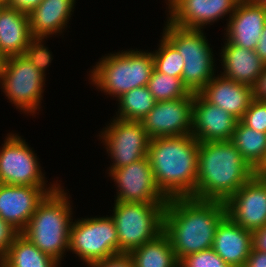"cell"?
<instances>
[{
    "mask_svg": "<svg viewBox=\"0 0 266 267\" xmlns=\"http://www.w3.org/2000/svg\"><path fill=\"white\" fill-rule=\"evenodd\" d=\"M59 185L60 183L51 184L50 187L2 184L0 186V217L22 232L37 206Z\"/></svg>",
    "mask_w": 266,
    "mask_h": 267,
    "instance_id": "15",
    "label": "cell"
},
{
    "mask_svg": "<svg viewBox=\"0 0 266 267\" xmlns=\"http://www.w3.org/2000/svg\"><path fill=\"white\" fill-rule=\"evenodd\" d=\"M60 186L37 206L21 234L61 264L64 253L69 251L73 208L68 193Z\"/></svg>",
    "mask_w": 266,
    "mask_h": 267,
    "instance_id": "4",
    "label": "cell"
},
{
    "mask_svg": "<svg viewBox=\"0 0 266 267\" xmlns=\"http://www.w3.org/2000/svg\"><path fill=\"white\" fill-rule=\"evenodd\" d=\"M91 267H135L129 254H118L94 263Z\"/></svg>",
    "mask_w": 266,
    "mask_h": 267,
    "instance_id": "34",
    "label": "cell"
},
{
    "mask_svg": "<svg viewBox=\"0 0 266 267\" xmlns=\"http://www.w3.org/2000/svg\"><path fill=\"white\" fill-rule=\"evenodd\" d=\"M45 75L25 56L6 58L0 87L9 102L25 114H35L43 100Z\"/></svg>",
    "mask_w": 266,
    "mask_h": 267,
    "instance_id": "9",
    "label": "cell"
},
{
    "mask_svg": "<svg viewBox=\"0 0 266 267\" xmlns=\"http://www.w3.org/2000/svg\"><path fill=\"white\" fill-rule=\"evenodd\" d=\"M227 215L251 232L266 225V182L253 176L226 202Z\"/></svg>",
    "mask_w": 266,
    "mask_h": 267,
    "instance_id": "14",
    "label": "cell"
},
{
    "mask_svg": "<svg viewBox=\"0 0 266 267\" xmlns=\"http://www.w3.org/2000/svg\"><path fill=\"white\" fill-rule=\"evenodd\" d=\"M158 49L152 52L154 69L172 77L181 78L184 61L178 50L162 35Z\"/></svg>",
    "mask_w": 266,
    "mask_h": 267,
    "instance_id": "29",
    "label": "cell"
},
{
    "mask_svg": "<svg viewBox=\"0 0 266 267\" xmlns=\"http://www.w3.org/2000/svg\"><path fill=\"white\" fill-rule=\"evenodd\" d=\"M43 0H10L7 7L26 14L31 13Z\"/></svg>",
    "mask_w": 266,
    "mask_h": 267,
    "instance_id": "35",
    "label": "cell"
},
{
    "mask_svg": "<svg viewBox=\"0 0 266 267\" xmlns=\"http://www.w3.org/2000/svg\"><path fill=\"white\" fill-rule=\"evenodd\" d=\"M108 174L117 184L115 202L167 203L168 199L158 189L148 157H144Z\"/></svg>",
    "mask_w": 266,
    "mask_h": 267,
    "instance_id": "12",
    "label": "cell"
},
{
    "mask_svg": "<svg viewBox=\"0 0 266 267\" xmlns=\"http://www.w3.org/2000/svg\"><path fill=\"white\" fill-rule=\"evenodd\" d=\"M239 0H168L167 20L185 29H204L203 26L234 13Z\"/></svg>",
    "mask_w": 266,
    "mask_h": 267,
    "instance_id": "16",
    "label": "cell"
},
{
    "mask_svg": "<svg viewBox=\"0 0 266 267\" xmlns=\"http://www.w3.org/2000/svg\"><path fill=\"white\" fill-rule=\"evenodd\" d=\"M194 93L184 98L158 101L141 123L150 139L191 134Z\"/></svg>",
    "mask_w": 266,
    "mask_h": 267,
    "instance_id": "13",
    "label": "cell"
},
{
    "mask_svg": "<svg viewBox=\"0 0 266 267\" xmlns=\"http://www.w3.org/2000/svg\"><path fill=\"white\" fill-rule=\"evenodd\" d=\"M35 151L17 133L7 134L0 148V179L2 184L46 186Z\"/></svg>",
    "mask_w": 266,
    "mask_h": 267,
    "instance_id": "11",
    "label": "cell"
},
{
    "mask_svg": "<svg viewBox=\"0 0 266 267\" xmlns=\"http://www.w3.org/2000/svg\"><path fill=\"white\" fill-rule=\"evenodd\" d=\"M220 57L223 66L221 75L227 79L254 87L266 65L255 50L232 45L225 41Z\"/></svg>",
    "mask_w": 266,
    "mask_h": 267,
    "instance_id": "21",
    "label": "cell"
},
{
    "mask_svg": "<svg viewBox=\"0 0 266 267\" xmlns=\"http://www.w3.org/2000/svg\"><path fill=\"white\" fill-rule=\"evenodd\" d=\"M20 234L18 229L0 217V260Z\"/></svg>",
    "mask_w": 266,
    "mask_h": 267,
    "instance_id": "33",
    "label": "cell"
},
{
    "mask_svg": "<svg viewBox=\"0 0 266 267\" xmlns=\"http://www.w3.org/2000/svg\"><path fill=\"white\" fill-rule=\"evenodd\" d=\"M10 0H0V4L3 6H8Z\"/></svg>",
    "mask_w": 266,
    "mask_h": 267,
    "instance_id": "43",
    "label": "cell"
},
{
    "mask_svg": "<svg viewBox=\"0 0 266 267\" xmlns=\"http://www.w3.org/2000/svg\"><path fill=\"white\" fill-rule=\"evenodd\" d=\"M166 205L167 203H114L111 217L116 226L119 254H129L163 232Z\"/></svg>",
    "mask_w": 266,
    "mask_h": 267,
    "instance_id": "7",
    "label": "cell"
},
{
    "mask_svg": "<svg viewBox=\"0 0 266 267\" xmlns=\"http://www.w3.org/2000/svg\"><path fill=\"white\" fill-rule=\"evenodd\" d=\"M147 88L155 101H169L187 97L191 94L181 78L172 77L153 70Z\"/></svg>",
    "mask_w": 266,
    "mask_h": 267,
    "instance_id": "28",
    "label": "cell"
},
{
    "mask_svg": "<svg viewBox=\"0 0 266 267\" xmlns=\"http://www.w3.org/2000/svg\"><path fill=\"white\" fill-rule=\"evenodd\" d=\"M238 121L227 111L207 102L199 93H194L191 135L198 142L230 140Z\"/></svg>",
    "mask_w": 266,
    "mask_h": 267,
    "instance_id": "17",
    "label": "cell"
},
{
    "mask_svg": "<svg viewBox=\"0 0 266 267\" xmlns=\"http://www.w3.org/2000/svg\"><path fill=\"white\" fill-rule=\"evenodd\" d=\"M166 23L162 35L183 57L181 79L191 93H199L216 73L209 41L203 30L180 28L168 20Z\"/></svg>",
    "mask_w": 266,
    "mask_h": 267,
    "instance_id": "6",
    "label": "cell"
},
{
    "mask_svg": "<svg viewBox=\"0 0 266 267\" xmlns=\"http://www.w3.org/2000/svg\"><path fill=\"white\" fill-rule=\"evenodd\" d=\"M198 151L199 142L191 134L150 139L147 157L155 183L167 199L194 195Z\"/></svg>",
    "mask_w": 266,
    "mask_h": 267,
    "instance_id": "2",
    "label": "cell"
},
{
    "mask_svg": "<svg viewBox=\"0 0 266 267\" xmlns=\"http://www.w3.org/2000/svg\"><path fill=\"white\" fill-rule=\"evenodd\" d=\"M3 7H4V6H3L2 4H0V11L2 10Z\"/></svg>",
    "mask_w": 266,
    "mask_h": 267,
    "instance_id": "45",
    "label": "cell"
},
{
    "mask_svg": "<svg viewBox=\"0 0 266 267\" xmlns=\"http://www.w3.org/2000/svg\"><path fill=\"white\" fill-rule=\"evenodd\" d=\"M5 62H6V57L0 52V78L4 71Z\"/></svg>",
    "mask_w": 266,
    "mask_h": 267,
    "instance_id": "41",
    "label": "cell"
},
{
    "mask_svg": "<svg viewBox=\"0 0 266 267\" xmlns=\"http://www.w3.org/2000/svg\"><path fill=\"white\" fill-rule=\"evenodd\" d=\"M33 38L29 14L4 6L0 11V52L6 58L23 55Z\"/></svg>",
    "mask_w": 266,
    "mask_h": 267,
    "instance_id": "23",
    "label": "cell"
},
{
    "mask_svg": "<svg viewBox=\"0 0 266 267\" xmlns=\"http://www.w3.org/2000/svg\"><path fill=\"white\" fill-rule=\"evenodd\" d=\"M44 38H33L29 45L25 48L23 56H25L39 71L44 75L47 67L53 60L52 54L47 46H45Z\"/></svg>",
    "mask_w": 266,
    "mask_h": 267,
    "instance_id": "30",
    "label": "cell"
},
{
    "mask_svg": "<svg viewBox=\"0 0 266 267\" xmlns=\"http://www.w3.org/2000/svg\"><path fill=\"white\" fill-rule=\"evenodd\" d=\"M110 122L99 134L113 160L109 169H118L147 156L150 137L140 121L115 117Z\"/></svg>",
    "mask_w": 266,
    "mask_h": 267,
    "instance_id": "10",
    "label": "cell"
},
{
    "mask_svg": "<svg viewBox=\"0 0 266 267\" xmlns=\"http://www.w3.org/2000/svg\"><path fill=\"white\" fill-rule=\"evenodd\" d=\"M254 99L266 102V67L253 87Z\"/></svg>",
    "mask_w": 266,
    "mask_h": 267,
    "instance_id": "37",
    "label": "cell"
},
{
    "mask_svg": "<svg viewBox=\"0 0 266 267\" xmlns=\"http://www.w3.org/2000/svg\"><path fill=\"white\" fill-rule=\"evenodd\" d=\"M244 267H266V252L251 249Z\"/></svg>",
    "mask_w": 266,
    "mask_h": 267,
    "instance_id": "36",
    "label": "cell"
},
{
    "mask_svg": "<svg viewBox=\"0 0 266 267\" xmlns=\"http://www.w3.org/2000/svg\"><path fill=\"white\" fill-rule=\"evenodd\" d=\"M240 121L255 131L266 133V102L254 99Z\"/></svg>",
    "mask_w": 266,
    "mask_h": 267,
    "instance_id": "32",
    "label": "cell"
},
{
    "mask_svg": "<svg viewBox=\"0 0 266 267\" xmlns=\"http://www.w3.org/2000/svg\"><path fill=\"white\" fill-rule=\"evenodd\" d=\"M266 182V175L260 176Z\"/></svg>",
    "mask_w": 266,
    "mask_h": 267,
    "instance_id": "44",
    "label": "cell"
},
{
    "mask_svg": "<svg viewBox=\"0 0 266 267\" xmlns=\"http://www.w3.org/2000/svg\"><path fill=\"white\" fill-rule=\"evenodd\" d=\"M225 39L232 45L255 50L266 24V7L251 0H239L227 19Z\"/></svg>",
    "mask_w": 266,
    "mask_h": 267,
    "instance_id": "18",
    "label": "cell"
},
{
    "mask_svg": "<svg viewBox=\"0 0 266 267\" xmlns=\"http://www.w3.org/2000/svg\"><path fill=\"white\" fill-rule=\"evenodd\" d=\"M253 3L260 5V6H265L266 7V0H251Z\"/></svg>",
    "mask_w": 266,
    "mask_h": 267,
    "instance_id": "42",
    "label": "cell"
},
{
    "mask_svg": "<svg viewBox=\"0 0 266 267\" xmlns=\"http://www.w3.org/2000/svg\"><path fill=\"white\" fill-rule=\"evenodd\" d=\"M76 0H43L31 13L29 23L34 38L63 33L74 10Z\"/></svg>",
    "mask_w": 266,
    "mask_h": 267,
    "instance_id": "22",
    "label": "cell"
},
{
    "mask_svg": "<svg viewBox=\"0 0 266 267\" xmlns=\"http://www.w3.org/2000/svg\"><path fill=\"white\" fill-rule=\"evenodd\" d=\"M135 267H179L173 247L162 232L129 253Z\"/></svg>",
    "mask_w": 266,
    "mask_h": 267,
    "instance_id": "24",
    "label": "cell"
},
{
    "mask_svg": "<svg viewBox=\"0 0 266 267\" xmlns=\"http://www.w3.org/2000/svg\"><path fill=\"white\" fill-rule=\"evenodd\" d=\"M252 241L255 250L266 252V225L252 232Z\"/></svg>",
    "mask_w": 266,
    "mask_h": 267,
    "instance_id": "38",
    "label": "cell"
},
{
    "mask_svg": "<svg viewBox=\"0 0 266 267\" xmlns=\"http://www.w3.org/2000/svg\"><path fill=\"white\" fill-rule=\"evenodd\" d=\"M254 175L230 140L199 142L197 183L191 198L226 202Z\"/></svg>",
    "mask_w": 266,
    "mask_h": 267,
    "instance_id": "3",
    "label": "cell"
},
{
    "mask_svg": "<svg viewBox=\"0 0 266 267\" xmlns=\"http://www.w3.org/2000/svg\"><path fill=\"white\" fill-rule=\"evenodd\" d=\"M114 53L102 55L90 70L91 84L117 99L134 88L147 86L154 70L152 52L128 49Z\"/></svg>",
    "mask_w": 266,
    "mask_h": 267,
    "instance_id": "5",
    "label": "cell"
},
{
    "mask_svg": "<svg viewBox=\"0 0 266 267\" xmlns=\"http://www.w3.org/2000/svg\"><path fill=\"white\" fill-rule=\"evenodd\" d=\"M210 104L230 113L239 121L254 100L253 88L215 75L199 92Z\"/></svg>",
    "mask_w": 266,
    "mask_h": 267,
    "instance_id": "19",
    "label": "cell"
},
{
    "mask_svg": "<svg viewBox=\"0 0 266 267\" xmlns=\"http://www.w3.org/2000/svg\"><path fill=\"white\" fill-rule=\"evenodd\" d=\"M70 229L69 251L88 267L119 254V241L113 218L90 217L75 219Z\"/></svg>",
    "mask_w": 266,
    "mask_h": 267,
    "instance_id": "8",
    "label": "cell"
},
{
    "mask_svg": "<svg viewBox=\"0 0 266 267\" xmlns=\"http://www.w3.org/2000/svg\"><path fill=\"white\" fill-rule=\"evenodd\" d=\"M226 216L224 201L191 197L168 199L163 232L178 262L190 254L212 248L217 227Z\"/></svg>",
    "mask_w": 266,
    "mask_h": 267,
    "instance_id": "1",
    "label": "cell"
},
{
    "mask_svg": "<svg viewBox=\"0 0 266 267\" xmlns=\"http://www.w3.org/2000/svg\"><path fill=\"white\" fill-rule=\"evenodd\" d=\"M255 52L260 57L261 61L266 65V24L258 40Z\"/></svg>",
    "mask_w": 266,
    "mask_h": 267,
    "instance_id": "39",
    "label": "cell"
},
{
    "mask_svg": "<svg viewBox=\"0 0 266 267\" xmlns=\"http://www.w3.org/2000/svg\"><path fill=\"white\" fill-rule=\"evenodd\" d=\"M179 267H231L214 250L209 248L184 257Z\"/></svg>",
    "mask_w": 266,
    "mask_h": 267,
    "instance_id": "31",
    "label": "cell"
},
{
    "mask_svg": "<svg viewBox=\"0 0 266 267\" xmlns=\"http://www.w3.org/2000/svg\"><path fill=\"white\" fill-rule=\"evenodd\" d=\"M60 263L43 253L25 236L20 234L5 256L0 260V267H59Z\"/></svg>",
    "mask_w": 266,
    "mask_h": 267,
    "instance_id": "25",
    "label": "cell"
},
{
    "mask_svg": "<svg viewBox=\"0 0 266 267\" xmlns=\"http://www.w3.org/2000/svg\"><path fill=\"white\" fill-rule=\"evenodd\" d=\"M230 141L255 170L266 156V133L255 131L238 121Z\"/></svg>",
    "mask_w": 266,
    "mask_h": 267,
    "instance_id": "26",
    "label": "cell"
},
{
    "mask_svg": "<svg viewBox=\"0 0 266 267\" xmlns=\"http://www.w3.org/2000/svg\"><path fill=\"white\" fill-rule=\"evenodd\" d=\"M266 175V156L261 164L255 169V176H263Z\"/></svg>",
    "mask_w": 266,
    "mask_h": 267,
    "instance_id": "40",
    "label": "cell"
},
{
    "mask_svg": "<svg viewBox=\"0 0 266 267\" xmlns=\"http://www.w3.org/2000/svg\"><path fill=\"white\" fill-rule=\"evenodd\" d=\"M117 101L119 109H117L116 118L140 122L156 103L147 86L134 88L120 96Z\"/></svg>",
    "mask_w": 266,
    "mask_h": 267,
    "instance_id": "27",
    "label": "cell"
},
{
    "mask_svg": "<svg viewBox=\"0 0 266 267\" xmlns=\"http://www.w3.org/2000/svg\"><path fill=\"white\" fill-rule=\"evenodd\" d=\"M252 242V232L227 215L217 227L212 248L231 267H244Z\"/></svg>",
    "mask_w": 266,
    "mask_h": 267,
    "instance_id": "20",
    "label": "cell"
}]
</instances>
